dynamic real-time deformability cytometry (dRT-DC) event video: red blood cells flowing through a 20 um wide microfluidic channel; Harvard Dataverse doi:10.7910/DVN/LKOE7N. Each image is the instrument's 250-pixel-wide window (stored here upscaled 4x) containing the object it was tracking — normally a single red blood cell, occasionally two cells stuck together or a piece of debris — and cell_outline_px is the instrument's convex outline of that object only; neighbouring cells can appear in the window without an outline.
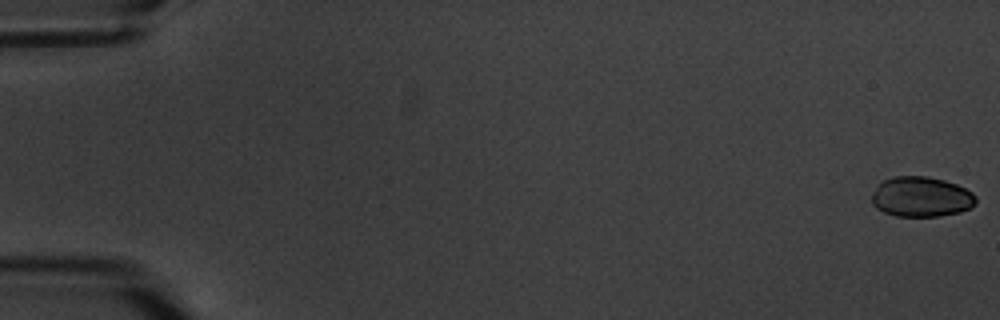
{"species": "common noctule bat (a hibernating species)", "species_latin": "Nyctalus noctula", "temperature_condition": "warm", "stored_images_in_passage": 11, "camera_frame_rate_fps": 3000, "um_per_image_px": 0.085, "animal": {"sex": "male", "body_mass_g": 20.1, "forearm_length_mm": 53.5}, "frame": {"image": 1, "passage_image": 1, "time_ms": 0.0, "image_size_px": [1000, 320], "cell_outline_px": [[976, 204], [972, 208], [960, 212], [940, 216], [896, 216], [884, 212], [876, 208], [872, 204], [872, 196], [876, 188], [884, 180], [896, 176], [928, 176], [944, 180], [956, 184], [972, 192], [976, 196]], "centroid_in_image_um": [78.33, 16.74], "position_along_channel_um": 6.7, "area_um2": 24.39}}
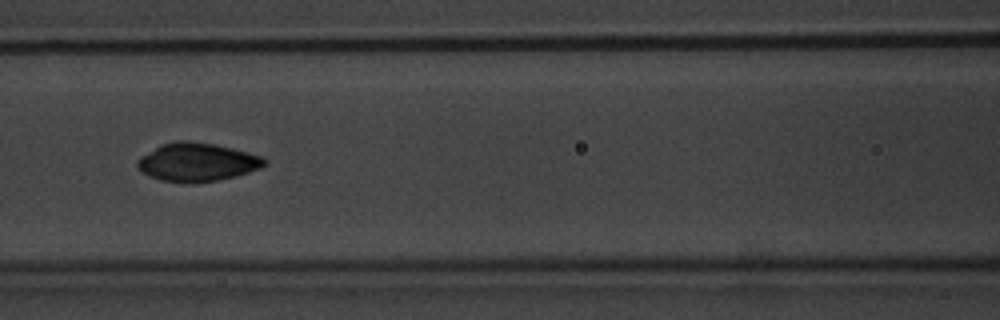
{"frame": {"image": 2, "passage_image": 8, "time_ms": 9.0, "image_size_px": [1000, 320], "cell_outline_px": [[268, 164], [260, 168], [236, 176], [216, 180], [160, 180], [148, 176], [136, 164], [136, 160], [140, 156], [160, 144], [176, 140], [188, 140], [216, 144], [248, 152], [260, 156], [268, 160]], "centroid_in_image_um": [16.76, 13.73], "position_along_channel_um": 149.8, "area_um2": 27.92}}
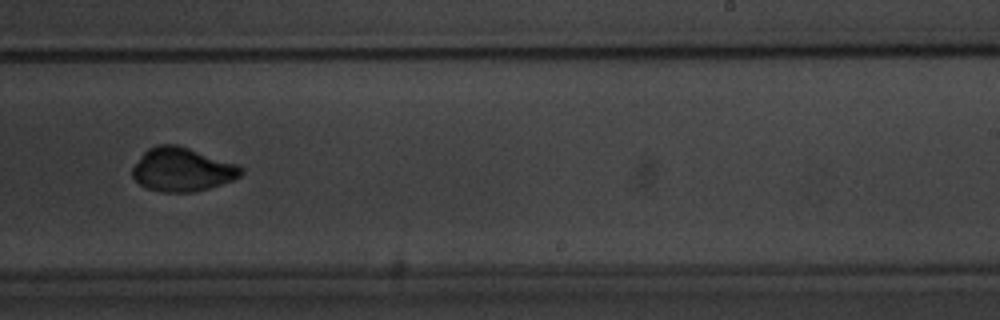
{"frame": {"image": 3, "passage_image": 11, "time_ms": 12.667, "image_size_px": [1000, 320], "cell_outline_px": [[244, 172], [240, 176], [232, 180], [208, 188], [192, 192], [164, 192], [148, 188], [140, 184], [132, 176], [132, 168], [140, 156], [148, 148], [156, 144], [176, 144], [240, 164], [244, 168]], "centroid_in_image_um": [15.51, 14.39], "position_along_channel_um": 273.5, "area_um2": 27.74}}